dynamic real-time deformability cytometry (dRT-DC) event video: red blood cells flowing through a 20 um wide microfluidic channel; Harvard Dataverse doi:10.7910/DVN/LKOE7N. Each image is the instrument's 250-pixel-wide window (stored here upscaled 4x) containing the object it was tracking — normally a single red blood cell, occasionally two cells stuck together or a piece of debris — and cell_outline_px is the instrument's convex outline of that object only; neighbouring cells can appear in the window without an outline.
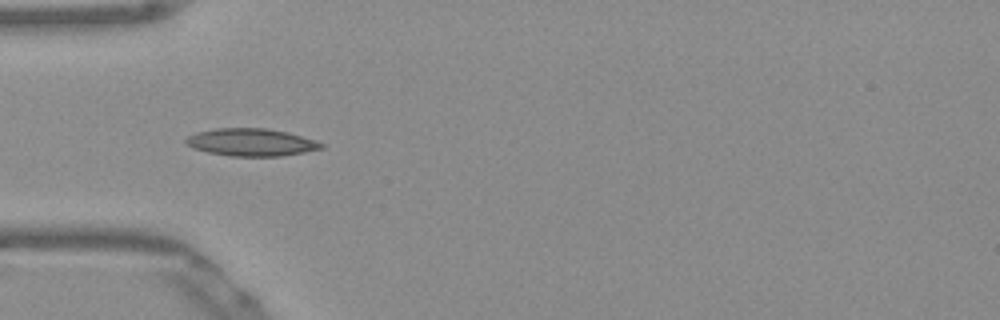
{"species": "Egyptian fruit bat (a non-hibernating species)", "species_latin": "Rousettus aegyptiacus", "temperature_condition": "warm", "stored_images_in_passage": 37, "camera_frame_rate_fps": 3000, "um_per_image_px": 0.085, "frame": {"image": 1, "passage_image": 1, "time_ms": 0.0, "image_size_px": [1000, 320], "cell_outline_px": [[324, 148], [304, 152], [280, 156], [228, 156], [208, 152], [192, 148], [184, 140], [188, 136], [196, 132], [216, 128], [264, 128], [288, 132], [316, 140], [324, 144]], "centroid_in_image_um": [21.36, 12.09], "position_along_channel_um": 63.6, "area_um2": 21.73}}
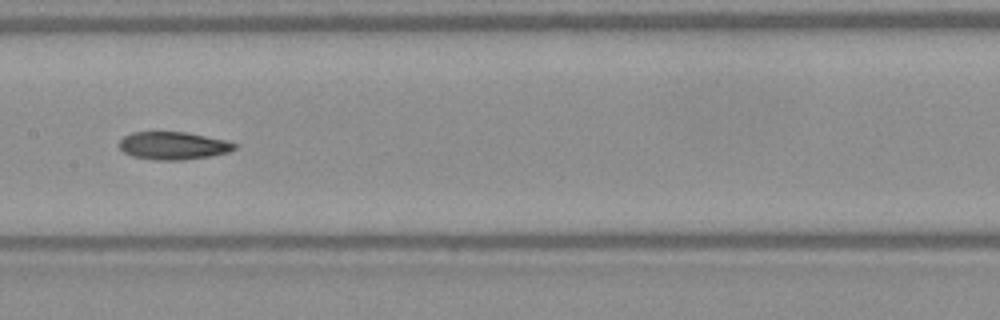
{"frame": {"image": 2, "passage_image": 11, "time_ms": 3.333, "image_size_px": [1000, 320], "cell_outline_px": [[236, 148], [228, 152], [212, 156], [184, 160], [152, 160], [132, 156], [124, 152], [120, 148], [120, 140], [124, 136], [132, 132], [188, 132], [228, 140], [236, 144]], "centroid_in_image_um": [14.75, 12.38], "position_along_channel_um": 192.6, "area_um2": 18.84}}
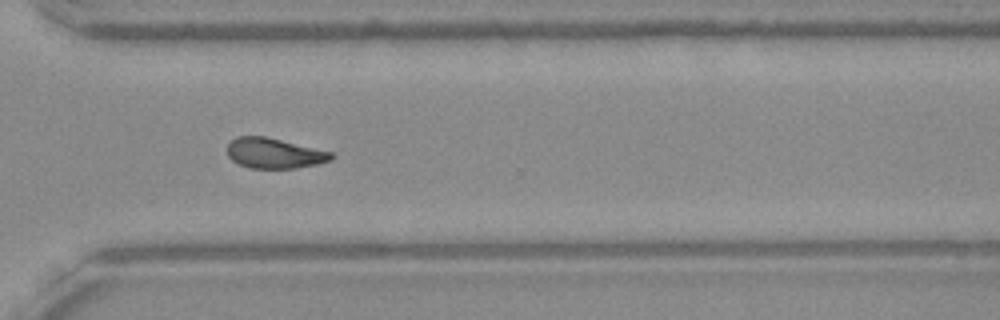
{"frame": {"image": 3, "passage_image": 23, "time_ms": 7.333, "image_size_px": [1000, 320], "cell_outline_px": [[336, 156], [332, 160], [316, 164], [296, 168], [248, 168], [232, 160], [228, 156], [228, 144], [236, 136], [264, 136], [332, 152]], "centroid_in_image_um": [23.32, 13.03], "position_along_channel_um": 347.3, "area_um2": 18.26}, "authors_computed_cell_mechanics": {"area_um2": 18.8428, "velocity_mm_per_s": 3.8708, "shape_relaxation_time_tau1_ms": null, "shape_relaxation_time_tau2_ms": 5.0757, "deformation_change_tau1": null, "deformation_change_tau2": 0.1191}}